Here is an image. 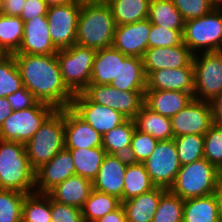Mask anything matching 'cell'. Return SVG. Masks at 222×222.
<instances>
[{"label": "cell", "mask_w": 222, "mask_h": 222, "mask_svg": "<svg viewBox=\"0 0 222 222\" xmlns=\"http://www.w3.org/2000/svg\"><path fill=\"white\" fill-rule=\"evenodd\" d=\"M158 140L135 128L127 158L130 162L143 163L154 151Z\"/></svg>", "instance_id": "obj_41"}, {"label": "cell", "mask_w": 222, "mask_h": 222, "mask_svg": "<svg viewBox=\"0 0 222 222\" xmlns=\"http://www.w3.org/2000/svg\"><path fill=\"white\" fill-rule=\"evenodd\" d=\"M22 222H52L51 198L46 193H30L22 204Z\"/></svg>", "instance_id": "obj_36"}, {"label": "cell", "mask_w": 222, "mask_h": 222, "mask_svg": "<svg viewBox=\"0 0 222 222\" xmlns=\"http://www.w3.org/2000/svg\"><path fill=\"white\" fill-rule=\"evenodd\" d=\"M134 121L138 130L151 135L158 141L174 138L171 118L152 111L145 104L142 105Z\"/></svg>", "instance_id": "obj_27"}, {"label": "cell", "mask_w": 222, "mask_h": 222, "mask_svg": "<svg viewBox=\"0 0 222 222\" xmlns=\"http://www.w3.org/2000/svg\"><path fill=\"white\" fill-rule=\"evenodd\" d=\"M193 96L187 92L167 90H145L144 104L152 111L172 118L187 106Z\"/></svg>", "instance_id": "obj_23"}, {"label": "cell", "mask_w": 222, "mask_h": 222, "mask_svg": "<svg viewBox=\"0 0 222 222\" xmlns=\"http://www.w3.org/2000/svg\"><path fill=\"white\" fill-rule=\"evenodd\" d=\"M146 90H167L194 93V68L159 69L146 78Z\"/></svg>", "instance_id": "obj_21"}, {"label": "cell", "mask_w": 222, "mask_h": 222, "mask_svg": "<svg viewBox=\"0 0 222 222\" xmlns=\"http://www.w3.org/2000/svg\"><path fill=\"white\" fill-rule=\"evenodd\" d=\"M184 21L209 14L219 4L215 0H172Z\"/></svg>", "instance_id": "obj_43"}, {"label": "cell", "mask_w": 222, "mask_h": 222, "mask_svg": "<svg viewBox=\"0 0 222 222\" xmlns=\"http://www.w3.org/2000/svg\"><path fill=\"white\" fill-rule=\"evenodd\" d=\"M143 164L156 187L169 189L181 168L174 139L158 141Z\"/></svg>", "instance_id": "obj_10"}, {"label": "cell", "mask_w": 222, "mask_h": 222, "mask_svg": "<svg viewBox=\"0 0 222 222\" xmlns=\"http://www.w3.org/2000/svg\"><path fill=\"white\" fill-rule=\"evenodd\" d=\"M150 29L149 19L117 25L112 46L126 56L142 58L149 48Z\"/></svg>", "instance_id": "obj_16"}, {"label": "cell", "mask_w": 222, "mask_h": 222, "mask_svg": "<svg viewBox=\"0 0 222 222\" xmlns=\"http://www.w3.org/2000/svg\"><path fill=\"white\" fill-rule=\"evenodd\" d=\"M48 6L62 5L73 2H82V0H45Z\"/></svg>", "instance_id": "obj_52"}, {"label": "cell", "mask_w": 222, "mask_h": 222, "mask_svg": "<svg viewBox=\"0 0 222 222\" xmlns=\"http://www.w3.org/2000/svg\"><path fill=\"white\" fill-rule=\"evenodd\" d=\"M218 4H222V0H215Z\"/></svg>", "instance_id": "obj_57"}, {"label": "cell", "mask_w": 222, "mask_h": 222, "mask_svg": "<svg viewBox=\"0 0 222 222\" xmlns=\"http://www.w3.org/2000/svg\"><path fill=\"white\" fill-rule=\"evenodd\" d=\"M55 110L38 101L28 109L12 111L0 127V139L26 144Z\"/></svg>", "instance_id": "obj_8"}, {"label": "cell", "mask_w": 222, "mask_h": 222, "mask_svg": "<svg viewBox=\"0 0 222 222\" xmlns=\"http://www.w3.org/2000/svg\"><path fill=\"white\" fill-rule=\"evenodd\" d=\"M116 25L130 24L148 19L150 0H111Z\"/></svg>", "instance_id": "obj_33"}, {"label": "cell", "mask_w": 222, "mask_h": 222, "mask_svg": "<svg viewBox=\"0 0 222 222\" xmlns=\"http://www.w3.org/2000/svg\"><path fill=\"white\" fill-rule=\"evenodd\" d=\"M193 98L211 102L222 93V51L193 55Z\"/></svg>", "instance_id": "obj_9"}, {"label": "cell", "mask_w": 222, "mask_h": 222, "mask_svg": "<svg viewBox=\"0 0 222 222\" xmlns=\"http://www.w3.org/2000/svg\"><path fill=\"white\" fill-rule=\"evenodd\" d=\"M64 147V109H56L25 144L28 160L35 171Z\"/></svg>", "instance_id": "obj_5"}, {"label": "cell", "mask_w": 222, "mask_h": 222, "mask_svg": "<svg viewBox=\"0 0 222 222\" xmlns=\"http://www.w3.org/2000/svg\"><path fill=\"white\" fill-rule=\"evenodd\" d=\"M70 108L101 135L128 119L114 109L94 103L83 92L74 95Z\"/></svg>", "instance_id": "obj_13"}, {"label": "cell", "mask_w": 222, "mask_h": 222, "mask_svg": "<svg viewBox=\"0 0 222 222\" xmlns=\"http://www.w3.org/2000/svg\"><path fill=\"white\" fill-rule=\"evenodd\" d=\"M222 185V172L207 159L202 158L181 166L169 190L181 199L214 194Z\"/></svg>", "instance_id": "obj_4"}, {"label": "cell", "mask_w": 222, "mask_h": 222, "mask_svg": "<svg viewBox=\"0 0 222 222\" xmlns=\"http://www.w3.org/2000/svg\"><path fill=\"white\" fill-rule=\"evenodd\" d=\"M26 0H3L2 14L20 17Z\"/></svg>", "instance_id": "obj_48"}, {"label": "cell", "mask_w": 222, "mask_h": 222, "mask_svg": "<svg viewBox=\"0 0 222 222\" xmlns=\"http://www.w3.org/2000/svg\"><path fill=\"white\" fill-rule=\"evenodd\" d=\"M58 50L52 43L46 16H36L24 22V35L19 50L14 54L50 55Z\"/></svg>", "instance_id": "obj_19"}, {"label": "cell", "mask_w": 222, "mask_h": 222, "mask_svg": "<svg viewBox=\"0 0 222 222\" xmlns=\"http://www.w3.org/2000/svg\"><path fill=\"white\" fill-rule=\"evenodd\" d=\"M24 35V21L20 17L0 15V47L7 55L19 50Z\"/></svg>", "instance_id": "obj_35"}, {"label": "cell", "mask_w": 222, "mask_h": 222, "mask_svg": "<svg viewBox=\"0 0 222 222\" xmlns=\"http://www.w3.org/2000/svg\"><path fill=\"white\" fill-rule=\"evenodd\" d=\"M26 195L0 189V222H22V204Z\"/></svg>", "instance_id": "obj_40"}, {"label": "cell", "mask_w": 222, "mask_h": 222, "mask_svg": "<svg viewBox=\"0 0 222 222\" xmlns=\"http://www.w3.org/2000/svg\"><path fill=\"white\" fill-rule=\"evenodd\" d=\"M6 99L10 103L12 111L28 109L38 102L34 95L24 86L15 93L7 96Z\"/></svg>", "instance_id": "obj_46"}, {"label": "cell", "mask_w": 222, "mask_h": 222, "mask_svg": "<svg viewBox=\"0 0 222 222\" xmlns=\"http://www.w3.org/2000/svg\"><path fill=\"white\" fill-rule=\"evenodd\" d=\"M127 56L113 46L96 51L89 84L110 85L116 80L119 71V60Z\"/></svg>", "instance_id": "obj_24"}, {"label": "cell", "mask_w": 222, "mask_h": 222, "mask_svg": "<svg viewBox=\"0 0 222 222\" xmlns=\"http://www.w3.org/2000/svg\"><path fill=\"white\" fill-rule=\"evenodd\" d=\"M0 189L35 192V170L28 160L25 144L0 139Z\"/></svg>", "instance_id": "obj_3"}, {"label": "cell", "mask_w": 222, "mask_h": 222, "mask_svg": "<svg viewBox=\"0 0 222 222\" xmlns=\"http://www.w3.org/2000/svg\"><path fill=\"white\" fill-rule=\"evenodd\" d=\"M183 42V34L178 30H169L151 24L149 48L173 47Z\"/></svg>", "instance_id": "obj_44"}, {"label": "cell", "mask_w": 222, "mask_h": 222, "mask_svg": "<svg viewBox=\"0 0 222 222\" xmlns=\"http://www.w3.org/2000/svg\"><path fill=\"white\" fill-rule=\"evenodd\" d=\"M83 93L94 103L134 119L144 104L145 91H122L111 85L89 84Z\"/></svg>", "instance_id": "obj_11"}, {"label": "cell", "mask_w": 222, "mask_h": 222, "mask_svg": "<svg viewBox=\"0 0 222 222\" xmlns=\"http://www.w3.org/2000/svg\"><path fill=\"white\" fill-rule=\"evenodd\" d=\"M23 86L55 109L70 107L74 94L65 85L56 54H13Z\"/></svg>", "instance_id": "obj_1"}, {"label": "cell", "mask_w": 222, "mask_h": 222, "mask_svg": "<svg viewBox=\"0 0 222 222\" xmlns=\"http://www.w3.org/2000/svg\"><path fill=\"white\" fill-rule=\"evenodd\" d=\"M213 123L222 128V93L211 102Z\"/></svg>", "instance_id": "obj_49"}, {"label": "cell", "mask_w": 222, "mask_h": 222, "mask_svg": "<svg viewBox=\"0 0 222 222\" xmlns=\"http://www.w3.org/2000/svg\"><path fill=\"white\" fill-rule=\"evenodd\" d=\"M155 187L143 163L129 162L124 176L122 202L149 192Z\"/></svg>", "instance_id": "obj_31"}, {"label": "cell", "mask_w": 222, "mask_h": 222, "mask_svg": "<svg viewBox=\"0 0 222 222\" xmlns=\"http://www.w3.org/2000/svg\"><path fill=\"white\" fill-rule=\"evenodd\" d=\"M12 113V108L10 103L6 98H0V127L3 122L9 117V114Z\"/></svg>", "instance_id": "obj_51"}, {"label": "cell", "mask_w": 222, "mask_h": 222, "mask_svg": "<svg viewBox=\"0 0 222 222\" xmlns=\"http://www.w3.org/2000/svg\"><path fill=\"white\" fill-rule=\"evenodd\" d=\"M87 2L91 3H103V4H108L111 0H85Z\"/></svg>", "instance_id": "obj_54"}, {"label": "cell", "mask_w": 222, "mask_h": 222, "mask_svg": "<svg viewBox=\"0 0 222 222\" xmlns=\"http://www.w3.org/2000/svg\"><path fill=\"white\" fill-rule=\"evenodd\" d=\"M52 222H84L80 208L58 203L51 199Z\"/></svg>", "instance_id": "obj_45"}, {"label": "cell", "mask_w": 222, "mask_h": 222, "mask_svg": "<svg viewBox=\"0 0 222 222\" xmlns=\"http://www.w3.org/2000/svg\"><path fill=\"white\" fill-rule=\"evenodd\" d=\"M183 43L193 54L222 51V4L207 15L185 22Z\"/></svg>", "instance_id": "obj_6"}, {"label": "cell", "mask_w": 222, "mask_h": 222, "mask_svg": "<svg viewBox=\"0 0 222 222\" xmlns=\"http://www.w3.org/2000/svg\"><path fill=\"white\" fill-rule=\"evenodd\" d=\"M167 189L155 187L151 191L122 202L127 222H152L161 195Z\"/></svg>", "instance_id": "obj_25"}, {"label": "cell", "mask_w": 222, "mask_h": 222, "mask_svg": "<svg viewBox=\"0 0 222 222\" xmlns=\"http://www.w3.org/2000/svg\"><path fill=\"white\" fill-rule=\"evenodd\" d=\"M74 161L76 175L93 181L107 155L102 147L68 149Z\"/></svg>", "instance_id": "obj_32"}, {"label": "cell", "mask_w": 222, "mask_h": 222, "mask_svg": "<svg viewBox=\"0 0 222 222\" xmlns=\"http://www.w3.org/2000/svg\"><path fill=\"white\" fill-rule=\"evenodd\" d=\"M193 55L183 42L173 47L148 48L142 57L145 75L159 69L193 67Z\"/></svg>", "instance_id": "obj_17"}, {"label": "cell", "mask_w": 222, "mask_h": 222, "mask_svg": "<svg viewBox=\"0 0 222 222\" xmlns=\"http://www.w3.org/2000/svg\"><path fill=\"white\" fill-rule=\"evenodd\" d=\"M148 19L159 27L184 32L185 21L172 0H150Z\"/></svg>", "instance_id": "obj_29"}, {"label": "cell", "mask_w": 222, "mask_h": 222, "mask_svg": "<svg viewBox=\"0 0 222 222\" xmlns=\"http://www.w3.org/2000/svg\"><path fill=\"white\" fill-rule=\"evenodd\" d=\"M146 78L142 58L127 56L119 60L118 76L110 85L122 91H145Z\"/></svg>", "instance_id": "obj_26"}, {"label": "cell", "mask_w": 222, "mask_h": 222, "mask_svg": "<svg viewBox=\"0 0 222 222\" xmlns=\"http://www.w3.org/2000/svg\"><path fill=\"white\" fill-rule=\"evenodd\" d=\"M96 51L77 43L58 50L56 56L63 81L74 95L82 93L89 85Z\"/></svg>", "instance_id": "obj_7"}, {"label": "cell", "mask_w": 222, "mask_h": 222, "mask_svg": "<svg viewBox=\"0 0 222 222\" xmlns=\"http://www.w3.org/2000/svg\"><path fill=\"white\" fill-rule=\"evenodd\" d=\"M3 10V0H0V15L2 14Z\"/></svg>", "instance_id": "obj_56"}, {"label": "cell", "mask_w": 222, "mask_h": 222, "mask_svg": "<svg viewBox=\"0 0 222 222\" xmlns=\"http://www.w3.org/2000/svg\"><path fill=\"white\" fill-rule=\"evenodd\" d=\"M218 214L217 193L184 200L183 222H215Z\"/></svg>", "instance_id": "obj_28"}, {"label": "cell", "mask_w": 222, "mask_h": 222, "mask_svg": "<svg viewBox=\"0 0 222 222\" xmlns=\"http://www.w3.org/2000/svg\"><path fill=\"white\" fill-rule=\"evenodd\" d=\"M184 200L167 189L159 201L152 222H183Z\"/></svg>", "instance_id": "obj_38"}, {"label": "cell", "mask_w": 222, "mask_h": 222, "mask_svg": "<svg viewBox=\"0 0 222 222\" xmlns=\"http://www.w3.org/2000/svg\"><path fill=\"white\" fill-rule=\"evenodd\" d=\"M135 128L134 119H127L102 135V148L106 151V154L127 157Z\"/></svg>", "instance_id": "obj_30"}, {"label": "cell", "mask_w": 222, "mask_h": 222, "mask_svg": "<svg viewBox=\"0 0 222 222\" xmlns=\"http://www.w3.org/2000/svg\"><path fill=\"white\" fill-rule=\"evenodd\" d=\"M171 122L174 137L188 134L204 135L214 124L211 104L193 98L171 118Z\"/></svg>", "instance_id": "obj_14"}, {"label": "cell", "mask_w": 222, "mask_h": 222, "mask_svg": "<svg viewBox=\"0 0 222 222\" xmlns=\"http://www.w3.org/2000/svg\"><path fill=\"white\" fill-rule=\"evenodd\" d=\"M96 222H127L125 210L121 205L118 209L106 214L102 218L98 219Z\"/></svg>", "instance_id": "obj_50"}, {"label": "cell", "mask_w": 222, "mask_h": 222, "mask_svg": "<svg viewBox=\"0 0 222 222\" xmlns=\"http://www.w3.org/2000/svg\"><path fill=\"white\" fill-rule=\"evenodd\" d=\"M64 130L66 149L102 147V135L70 107L64 109Z\"/></svg>", "instance_id": "obj_20"}, {"label": "cell", "mask_w": 222, "mask_h": 222, "mask_svg": "<svg viewBox=\"0 0 222 222\" xmlns=\"http://www.w3.org/2000/svg\"><path fill=\"white\" fill-rule=\"evenodd\" d=\"M6 56L7 54L5 53V51L0 47V61Z\"/></svg>", "instance_id": "obj_55"}, {"label": "cell", "mask_w": 222, "mask_h": 222, "mask_svg": "<svg viewBox=\"0 0 222 222\" xmlns=\"http://www.w3.org/2000/svg\"><path fill=\"white\" fill-rule=\"evenodd\" d=\"M76 175L71 151L65 147L35 171V192L47 193L70 176Z\"/></svg>", "instance_id": "obj_15"}, {"label": "cell", "mask_w": 222, "mask_h": 222, "mask_svg": "<svg viewBox=\"0 0 222 222\" xmlns=\"http://www.w3.org/2000/svg\"><path fill=\"white\" fill-rule=\"evenodd\" d=\"M92 190V181L80 175H73L54 186L46 194L58 203L81 209Z\"/></svg>", "instance_id": "obj_22"}, {"label": "cell", "mask_w": 222, "mask_h": 222, "mask_svg": "<svg viewBox=\"0 0 222 222\" xmlns=\"http://www.w3.org/2000/svg\"><path fill=\"white\" fill-rule=\"evenodd\" d=\"M81 2L49 6L47 20L49 33L57 50L71 47L76 43L78 18Z\"/></svg>", "instance_id": "obj_12"}, {"label": "cell", "mask_w": 222, "mask_h": 222, "mask_svg": "<svg viewBox=\"0 0 222 222\" xmlns=\"http://www.w3.org/2000/svg\"><path fill=\"white\" fill-rule=\"evenodd\" d=\"M204 158L222 172V128L215 124L204 134Z\"/></svg>", "instance_id": "obj_42"}, {"label": "cell", "mask_w": 222, "mask_h": 222, "mask_svg": "<svg viewBox=\"0 0 222 222\" xmlns=\"http://www.w3.org/2000/svg\"><path fill=\"white\" fill-rule=\"evenodd\" d=\"M48 7L45 0H26L20 18L25 22L36 16H46Z\"/></svg>", "instance_id": "obj_47"}, {"label": "cell", "mask_w": 222, "mask_h": 222, "mask_svg": "<svg viewBox=\"0 0 222 222\" xmlns=\"http://www.w3.org/2000/svg\"><path fill=\"white\" fill-rule=\"evenodd\" d=\"M173 139L181 166L204 158V135L188 134Z\"/></svg>", "instance_id": "obj_37"}, {"label": "cell", "mask_w": 222, "mask_h": 222, "mask_svg": "<svg viewBox=\"0 0 222 222\" xmlns=\"http://www.w3.org/2000/svg\"><path fill=\"white\" fill-rule=\"evenodd\" d=\"M116 26L108 4L82 0L76 43L96 50L111 47Z\"/></svg>", "instance_id": "obj_2"}, {"label": "cell", "mask_w": 222, "mask_h": 222, "mask_svg": "<svg viewBox=\"0 0 222 222\" xmlns=\"http://www.w3.org/2000/svg\"><path fill=\"white\" fill-rule=\"evenodd\" d=\"M121 205L122 202L117 197L93 189L81 208L83 220L85 222H96Z\"/></svg>", "instance_id": "obj_34"}, {"label": "cell", "mask_w": 222, "mask_h": 222, "mask_svg": "<svg viewBox=\"0 0 222 222\" xmlns=\"http://www.w3.org/2000/svg\"><path fill=\"white\" fill-rule=\"evenodd\" d=\"M217 193V199L219 203V214L218 219L222 222V185L218 188Z\"/></svg>", "instance_id": "obj_53"}, {"label": "cell", "mask_w": 222, "mask_h": 222, "mask_svg": "<svg viewBox=\"0 0 222 222\" xmlns=\"http://www.w3.org/2000/svg\"><path fill=\"white\" fill-rule=\"evenodd\" d=\"M129 162L126 156L107 154L92 181L93 189L115 196L122 202L124 176Z\"/></svg>", "instance_id": "obj_18"}, {"label": "cell", "mask_w": 222, "mask_h": 222, "mask_svg": "<svg viewBox=\"0 0 222 222\" xmlns=\"http://www.w3.org/2000/svg\"><path fill=\"white\" fill-rule=\"evenodd\" d=\"M22 87L23 82L14 55H7L0 61V98H6Z\"/></svg>", "instance_id": "obj_39"}]
</instances>
